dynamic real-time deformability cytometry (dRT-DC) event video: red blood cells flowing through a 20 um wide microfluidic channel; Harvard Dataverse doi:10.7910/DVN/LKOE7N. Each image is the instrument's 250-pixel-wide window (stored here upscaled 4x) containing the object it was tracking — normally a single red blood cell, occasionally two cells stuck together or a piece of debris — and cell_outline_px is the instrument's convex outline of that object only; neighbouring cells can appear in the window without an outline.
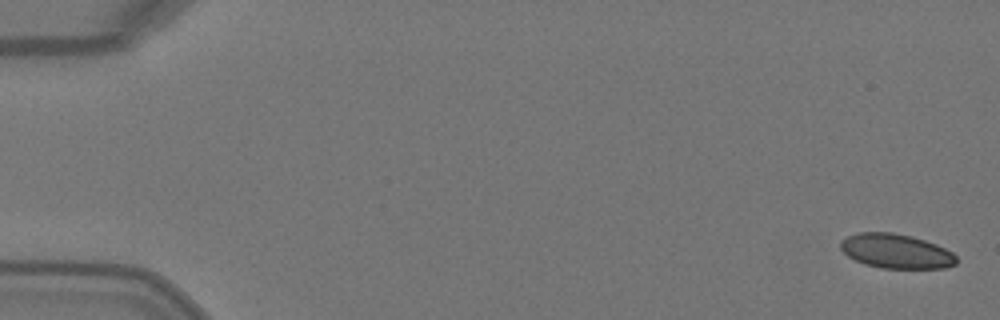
{"species": "Egyptian fruit bat (a non-hibernating species)", "species_latin": "Rousettus aegyptiacus", "temperature_condition": "warm", "stored_images_in_passage": 6, "camera_frame_rate_fps": 3000, "um_per_image_px": 0.085, "animal": {"sex": "female"}, "frame": {"image": 1, "passage_image": 1, "time_ms": 0.0, "image_size_px": [1000, 320], "cell_outline_px": [[956, 264], [944, 268], [880, 268], [864, 264], [848, 256], [840, 248], [840, 240], [856, 232], [892, 232], [912, 236], [936, 244], [952, 252], [956, 256]], "centroid_in_image_um": [76.14, 21.34], "position_along_channel_um": 8.9, "area_um2": 23.29}}